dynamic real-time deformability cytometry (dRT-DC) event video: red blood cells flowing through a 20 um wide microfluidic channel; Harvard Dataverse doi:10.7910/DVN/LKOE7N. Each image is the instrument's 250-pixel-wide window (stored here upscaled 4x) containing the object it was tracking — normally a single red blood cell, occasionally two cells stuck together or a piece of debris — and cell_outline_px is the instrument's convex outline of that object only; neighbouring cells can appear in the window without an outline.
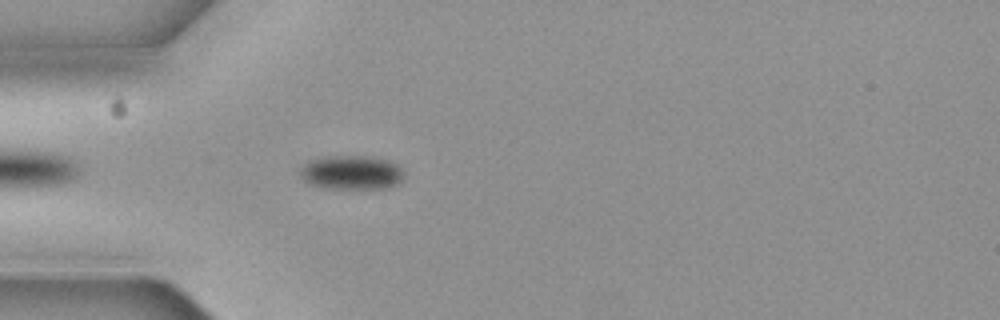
{"species": "common noctule bat (a hibernating species)", "species_latin": "Nyctalus noctula", "temperature_condition": "cold", "stored_images_in_passage": 3, "camera_frame_rate_fps": 3000, "um_per_image_px": 0.085, "animal": {"sex": "female", "body_mass_g": 19.3, "forearm_length_mm": 54.1}, "frame": {"image": 1, "passage_image": 3, "time_ms": 0.667, "image_size_px": [1000, 320], "cell_outline_px": [[404, 176], [400, 184], [388, 188], [328, 188], [308, 184], [300, 176], [300, 168], [312, 160], [336, 156], [364, 156], [388, 160], [396, 164], [404, 172]], "centroid_in_image_um": [29.92, 14.68], "position_along_channel_um": 55.1, "area_um2": 20.46}}